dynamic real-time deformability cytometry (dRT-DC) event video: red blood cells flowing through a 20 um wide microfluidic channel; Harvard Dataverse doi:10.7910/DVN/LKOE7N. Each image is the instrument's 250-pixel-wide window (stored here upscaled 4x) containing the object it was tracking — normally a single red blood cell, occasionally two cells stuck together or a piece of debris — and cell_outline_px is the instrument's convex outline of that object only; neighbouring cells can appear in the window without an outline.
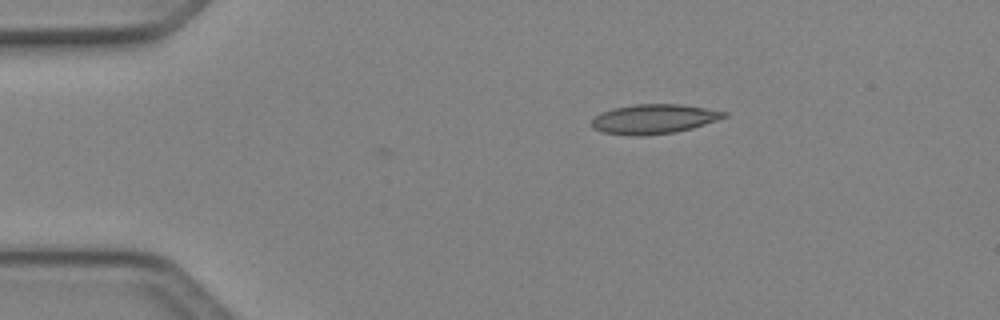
{"species": "Egyptian fruit bat (a non-hibernating species)", "species_latin": "Rousettus aegyptiacus", "temperature_condition": "cold", "stored_images_in_passage": 3, "camera_frame_rate_fps": 3000, "um_per_image_px": 0.085, "animal": {"sex": "female"}, "frame": {"image": 1, "passage_image": 1, "time_ms": 0.0, "image_size_px": [1000, 320], "cell_outline_px": [[728, 116], [692, 128], [672, 132], [640, 136], [632, 136], [604, 132], [592, 128], [592, 120], [596, 116], [604, 112], [616, 108], [636, 104], [680, 104], [728, 112]], "centroid_in_image_um": [55.59, 10.11], "position_along_channel_um": 29.4, "area_um2": 22.37}}